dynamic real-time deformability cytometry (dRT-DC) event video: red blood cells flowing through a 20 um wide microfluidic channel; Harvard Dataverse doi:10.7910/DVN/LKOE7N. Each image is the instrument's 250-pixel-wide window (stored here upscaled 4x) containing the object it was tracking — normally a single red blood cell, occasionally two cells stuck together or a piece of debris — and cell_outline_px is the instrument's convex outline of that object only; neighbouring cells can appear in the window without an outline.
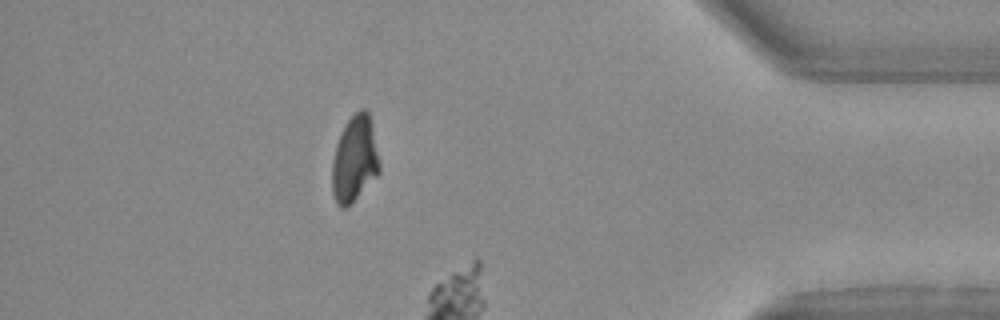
{"species": "Egyptian fruit bat (a non-hibernating species)", "species_latin": "Rousettus aegyptiacus", "temperature_condition": "warm", "stored_images_in_passage": 28, "camera_frame_rate_fps": 3000, "um_per_image_px": 0.085, "animal": {"sex": "female"}, "frame": {"image": 1, "passage_image": 24, "time_ms": 7.667, "image_size_px": [1000, 320], "cell_outline_px": [[380, 172], [344, 208], [340, 208], [336, 204], [332, 192], [332, 164], [336, 144], [348, 120], [360, 108], [364, 108], [368, 112], [372, 124], [380, 164]], "centroid_in_image_um": [30.14, 13.51], "position_along_channel_um": 405.1, "area_um2": 23.29}}